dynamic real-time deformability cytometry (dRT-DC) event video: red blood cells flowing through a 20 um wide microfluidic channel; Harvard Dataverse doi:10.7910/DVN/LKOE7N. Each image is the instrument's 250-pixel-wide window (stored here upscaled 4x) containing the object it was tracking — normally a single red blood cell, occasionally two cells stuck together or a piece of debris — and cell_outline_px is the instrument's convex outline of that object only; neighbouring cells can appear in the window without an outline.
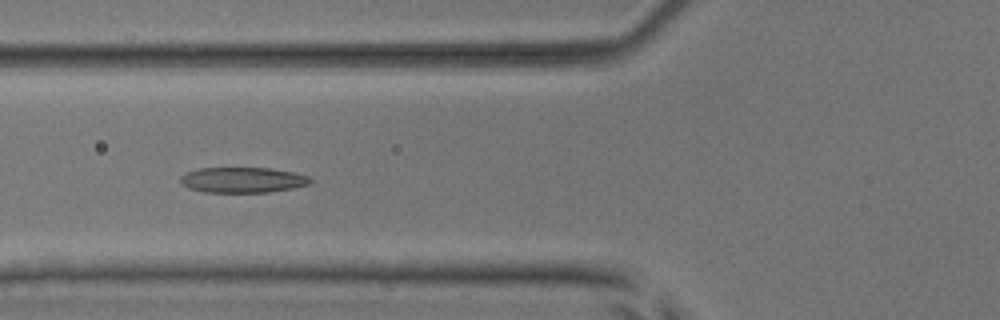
{"species": "common noctule bat (a hibernating species)", "species_latin": "Nyctalus noctula", "temperature_condition": "room temperature", "stored_images_in_passage": 9, "camera_frame_rate_fps": 3000, "um_per_image_px": 0.085, "animal": {"sex": "male", "body_mass_g": 17.9, "forearm_length_mm": 54.2}, "frame": {"image": 1, "passage_image": 6, "time_ms": 6.667, "image_size_px": [1000, 320], "cell_outline_px": [[312, 184], [292, 188], [268, 192], [204, 192], [188, 188], [180, 184], [180, 176], [196, 168], [268, 168], [292, 172], [308, 176], [312, 180]], "centroid_in_image_um": [20.6, 15.3], "position_along_channel_um": 105.2, "area_um2": 19.31}}
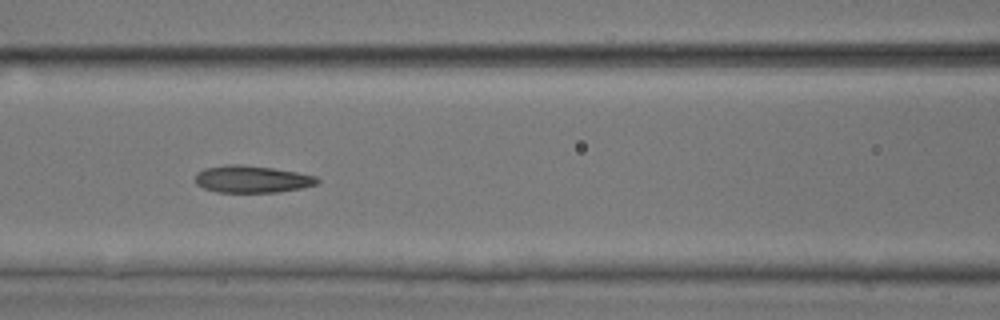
{"frame": {"image": 2, "passage_image": 7, "time_ms": 7.667, "image_size_px": [1000, 320], "cell_outline_px": [[320, 180], [316, 184], [300, 188], [276, 192], [216, 192], [204, 188], [196, 184], [196, 172], [204, 168], [228, 164], [244, 164], [272, 168], [296, 172], [316, 176]], "centroid_in_image_um": [21.38, 15.22], "position_along_channel_um": 145.2, "area_um2": 19.25}}
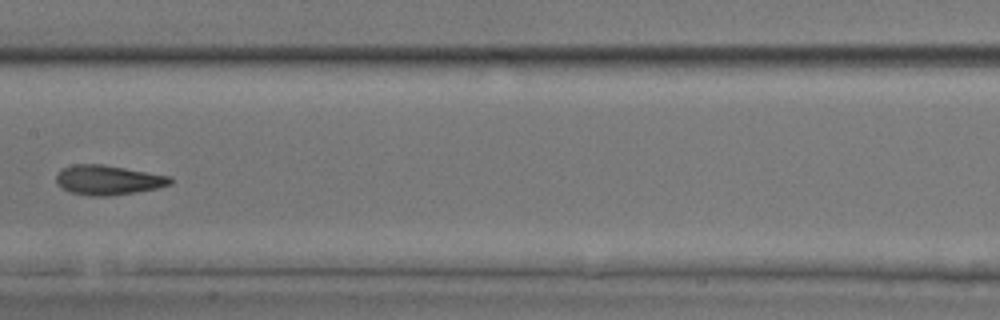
{"frame": {"image": 3, "passage_image": 8, "time_ms": 9.0, "image_size_px": [1000, 320], "cell_outline_px": [[172, 184], [160, 188], [136, 192], [108, 196], [92, 196], [72, 192], [64, 188], [56, 180], [56, 176], [64, 168], [76, 164], [100, 164], [172, 176]], "centroid_in_image_um": [9.27, 15.3], "position_along_channel_um": 198.1, "area_um2": 19.42}}